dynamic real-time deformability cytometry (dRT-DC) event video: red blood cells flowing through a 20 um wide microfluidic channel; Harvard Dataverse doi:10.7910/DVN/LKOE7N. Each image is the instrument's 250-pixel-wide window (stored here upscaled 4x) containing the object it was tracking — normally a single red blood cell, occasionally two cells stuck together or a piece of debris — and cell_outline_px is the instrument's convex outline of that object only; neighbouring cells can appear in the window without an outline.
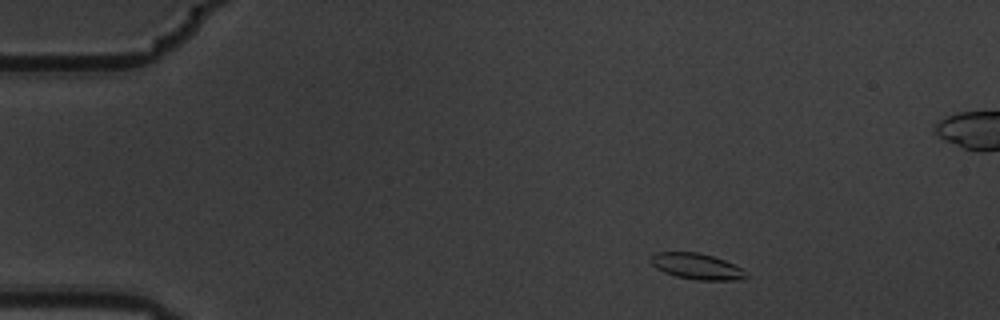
{"species": "common noctule bat (a hibernating species)", "species_latin": "Nyctalus noctula", "temperature_condition": "warm", "stored_images_in_passage": 4, "camera_frame_rate_fps": 3000, "um_per_image_px": 0.085, "animal": {"sex": "male", "body_mass_g": 19.5, "forearm_length_mm": 54.6}, "frame": {"image": 1, "passage_image": 1, "time_ms": 0.0, "image_size_px": [1000, 320], "cell_outline_px": [[748, 276], [744, 280], [696, 280], [676, 276], [664, 272], [656, 268], [648, 260], [656, 252], [696, 252], [712, 256], [724, 260], [744, 268]], "centroid_in_image_um": [59.26, 22.65], "position_along_channel_um": 25.7, "area_um2": 14.57}}